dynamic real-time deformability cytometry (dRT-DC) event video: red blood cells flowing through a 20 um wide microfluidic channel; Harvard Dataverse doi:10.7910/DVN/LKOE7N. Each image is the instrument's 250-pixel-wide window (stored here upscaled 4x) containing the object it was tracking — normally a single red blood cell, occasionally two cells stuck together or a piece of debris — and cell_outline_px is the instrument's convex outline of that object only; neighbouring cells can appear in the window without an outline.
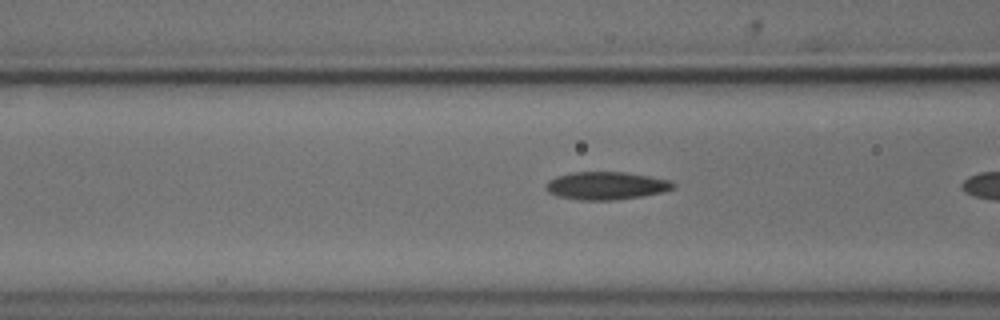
{"species": "common noctule bat (a hibernating species)", "species_latin": "Nyctalus noctula", "temperature_condition": "cold", "stored_images_in_passage": 7, "camera_frame_rate_fps": 3000, "um_per_image_px": 0.085, "animal": {"sex": "male", "body_mass_g": 18.8}, "frame": {"image": 1, "passage_image": 6, "time_ms": 1.667, "image_size_px": [1000, 320], "cell_outline_px": [[676, 188], [660, 192], [640, 196], [616, 200], [576, 200], [556, 196], [548, 192], [544, 188], [544, 184], [548, 180], [556, 176], [572, 172], [624, 172], [648, 176], [668, 180], [676, 184]], "centroid_in_image_um": [51.45, 15.79], "position_along_channel_um": 115.1, "area_um2": 20.75}}